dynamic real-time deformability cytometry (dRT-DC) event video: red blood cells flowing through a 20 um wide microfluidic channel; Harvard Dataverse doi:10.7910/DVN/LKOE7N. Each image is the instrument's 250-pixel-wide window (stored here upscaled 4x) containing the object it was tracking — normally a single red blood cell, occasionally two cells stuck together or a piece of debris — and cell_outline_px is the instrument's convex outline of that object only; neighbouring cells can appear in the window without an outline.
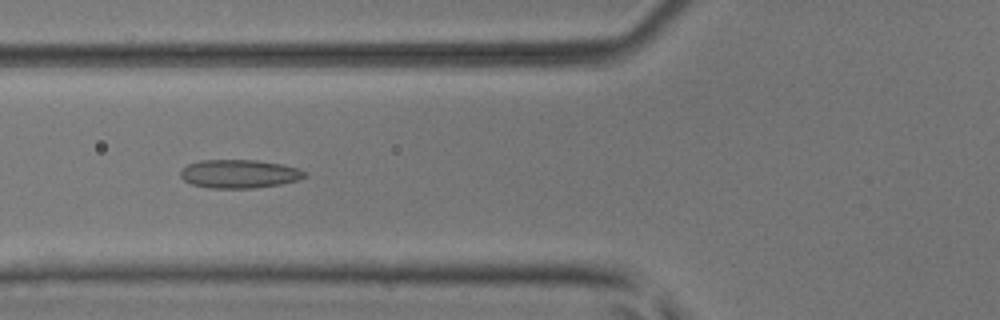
{"species": "common noctule bat (a hibernating species)", "species_latin": "Nyctalus noctula", "temperature_condition": "room temperature", "stored_images_in_passage": 29, "camera_frame_rate_fps": 3000, "um_per_image_px": 0.085, "animal": {"sex": "male", "body_mass_g": 17.9, "forearm_length_mm": 54.2}, "frame": {"image": 1, "passage_image": 7, "time_ms": 2.0, "image_size_px": [1000, 320], "cell_outline_px": [[308, 176], [300, 180], [280, 184], [256, 188], [208, 188], [192, 184], [184, 180], [180, 176], [180, 172], [188, 164], [200, 160], [256, 160], [280, 164], [300, 168]], "centroid_in_image_um": [20.36, 14.78], "position_along_channel_um": 105.4, "area_um2": 20.69}}
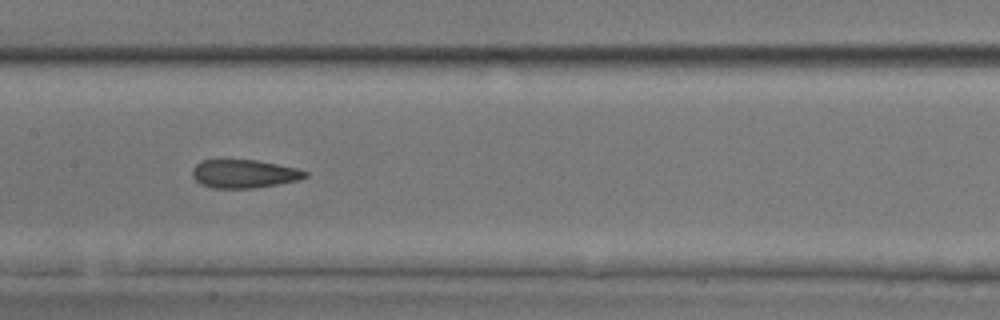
{"frame": {"image": 2, "passage_image": 13, "time_ms": 4.0, "image_size_px": [1000, 320], "cell_outline_px": [[308, 176], [300, 180], [252, 188], [212, 188], [200, 184], [192, 176], [192, 168], [200, 160], [256, 160], [296, 168], [308, 172]], "centroid_in_image_um": [20.72, 14.77], "position_along_channel_um": 186.7, "area_um2": 18.61}}
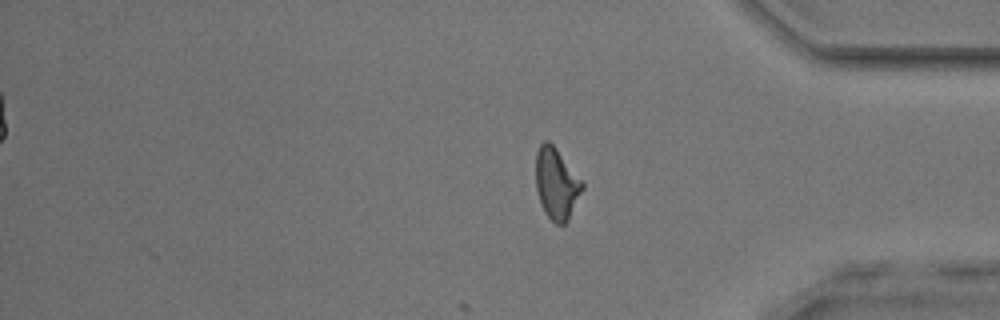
{"frame": {"image": 3, "passage_image": 29, "time_ms": 9.333, "image_size_px": [1000, 320], "cell_outline_px": [[584, 188], [568, 220], [564, 224], [556, 224], [544, 212], [540, 204], [536, 188], [536, 152], [540, 144], [544, 140], [548, 140], [556, 148], [584, 180]], "centroid_in_image_um": [47.32, 15.59], "position_along_channel_um": 387.9, "area_um2": 19.59}, "authors_computed_cell_mechanics": {"area_um2": 18.7272, "velocity_mm_per_s": 4.0567, "shape_relaxation_time_tau1_ms": null, "shape_relaxation_time_tau2_ms": 1.9362, "deformation_change_tau1": null, "deformation_change_tau2": 0.1075}}